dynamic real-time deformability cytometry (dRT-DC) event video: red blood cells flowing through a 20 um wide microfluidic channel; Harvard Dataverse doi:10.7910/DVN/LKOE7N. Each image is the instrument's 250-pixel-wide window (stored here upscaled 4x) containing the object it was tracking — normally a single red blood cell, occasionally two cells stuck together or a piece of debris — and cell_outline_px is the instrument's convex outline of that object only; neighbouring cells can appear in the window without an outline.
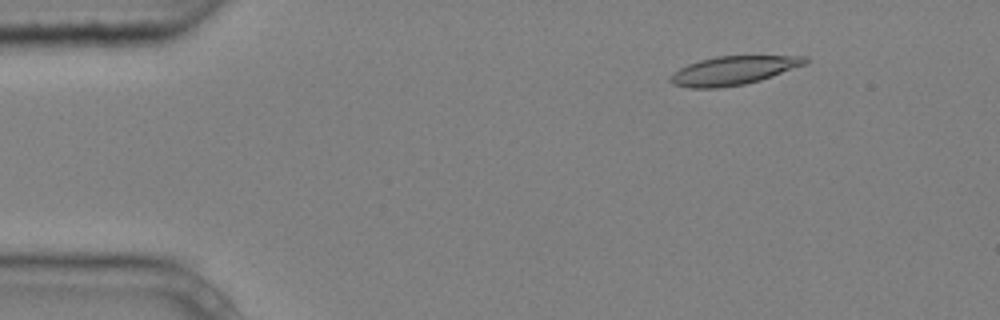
{"species": "common noctule bat (a hibernating species)", "species_latin": "Nyctalus noctula", "temperature_condition": "cold", "stored_images_in_passage": 4, "camera_frame_rate_fps": 3000, "um_per_image_px": 0.085, "animal": {"sex": "male", "body_mass_g": 20.4}, "frame": {"image": 1, "passage_image": 2, "time_ms": 0.333, "image_size_px": [1000, 320], "cell_outline_px": [[808, 64], [760, 80], [744, 84], [716, 88], [688, 88], [672, 84], [668, 80], [668, 76], [672, 72], [688, 64], [700, 60], [716, 56], [808, 56]], "centroid_in_image_um": [62.31, 5.99], "position_along_channel_um": 22.7, "area_um2": 22.66}}